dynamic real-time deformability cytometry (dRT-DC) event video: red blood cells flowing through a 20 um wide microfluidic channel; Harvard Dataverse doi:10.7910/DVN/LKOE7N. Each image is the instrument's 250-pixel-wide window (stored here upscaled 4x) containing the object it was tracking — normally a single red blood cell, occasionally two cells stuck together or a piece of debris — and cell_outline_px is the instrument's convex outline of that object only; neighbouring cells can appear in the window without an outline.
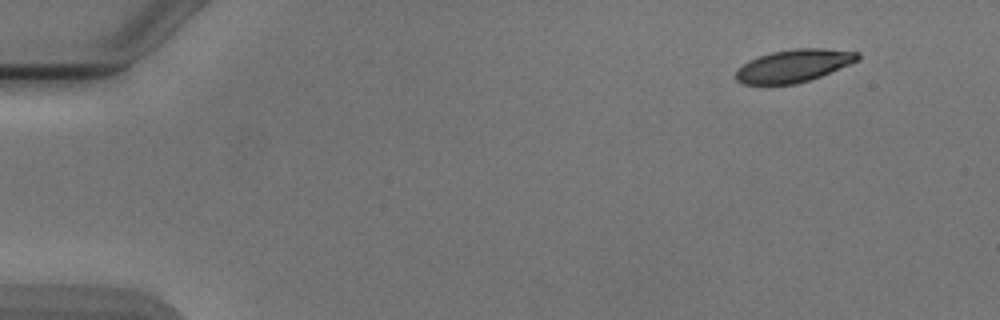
{"species": "Egyptian fruit bat (a non-hibernating species)", "species_latin": "Rousettus aegyptiacus", "temperature_condition": "cold", "stored_images_in_passage": 5, "camera_frame_rate_fps": 3000, "um_per_image_px": 0.085, "animal": {"sex": "male"}, "frame": {"image": 1, "passage_image": 1, "time_ms": 0.0, "image_size_px": [1000, 320], "cell_outline_px": [[860, 60], [820, 76], [796, 84], [740, 84], [736, 80], [736, 72], [744, 64], [760, 56], [772, 52], [792, 48], [824, 48], [860, 52]], "centroid_in_image_um": [67.51, 5.58], "position_along_channel_um": 17.5, "area_um2": 23.0}}
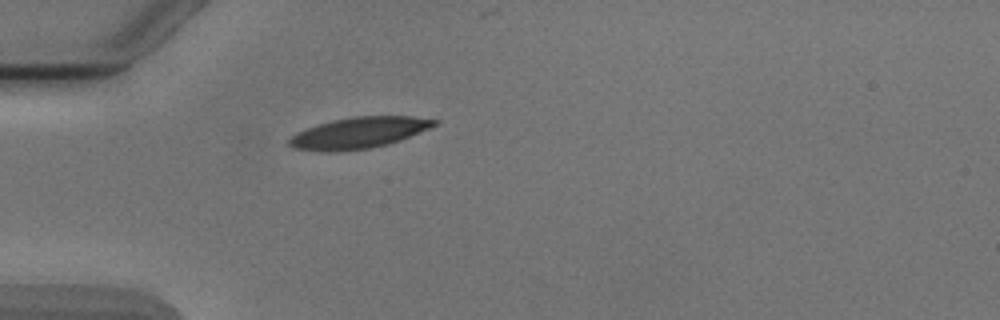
{"frame": {"image": 2, "passage_image": 4, "time_ms": 3.667, "image_size_px": [1000, 320], "cell_outline_px": [[440, 124], [400, 140], [388, 144], [368, 148], [324, 152], [296, 148], [288, 144], [288, 140], [296, 132], [332, 120], [352, 116], [412, 116], [440, 120]], "centroid_in_image_um": [30.55, 11.27], "position_along_channel_um": 54.4, "area_um2": 26.18}}